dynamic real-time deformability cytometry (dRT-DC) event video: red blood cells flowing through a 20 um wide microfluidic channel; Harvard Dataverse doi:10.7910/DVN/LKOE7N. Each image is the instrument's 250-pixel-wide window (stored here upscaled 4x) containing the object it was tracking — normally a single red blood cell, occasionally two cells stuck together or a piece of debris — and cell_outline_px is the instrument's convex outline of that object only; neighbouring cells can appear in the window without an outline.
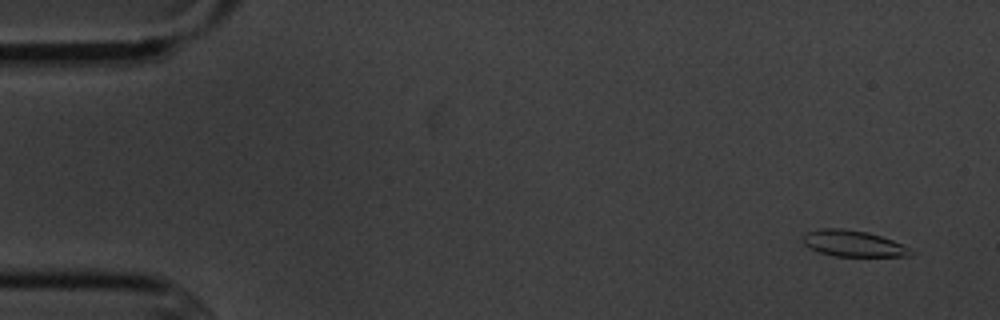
{"species": "common noctule bat (a hibernating species)", "species_latin": "Nyctalus noctula", "temperature_condition": "cold", "stored_images_in_passage": 6, "camera_frame_rate_fps": 3000, "um_per_image_px": 0.085, "animal": {"sex": "male", "body_mass_g": 20.1, "forearm_length_mm": 53.5}, "frame": {"image": 1, "passage_image": 1, "time_ms": 0.0, "image_size_px": [1000, 320], "cell_outline_px": [[916, 252], [912, 256], [832, 256], [820, 252], [804, 244], [804, 232], [820, 228], [844, 228], [868, 232], [892, 240]], "centroid_in_image_um": [72.52, 20.69], "position_along_channel_um": 12.5, "area_um2": 16.42}}
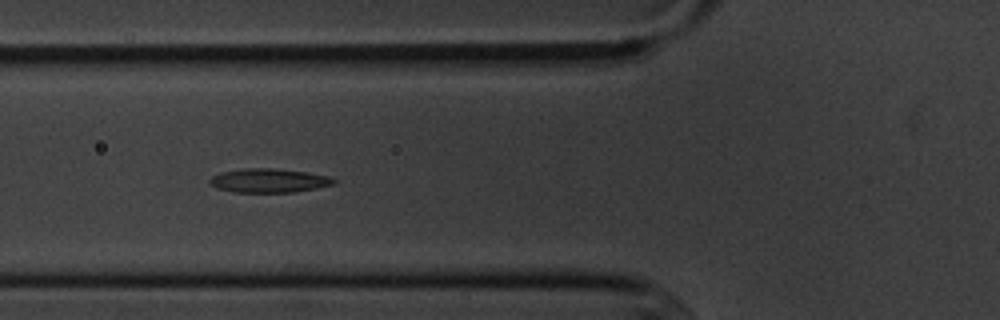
{"frame": {"image": 2, "passage_image": 6, "time_ms": 5.667, "image_size_px": [1000, 320], "cell_outline_px": [[336, 184], [296, 192], [232, 192], [216, 188], [208, 180], [212, 176], [220, 172], [244, 168], [272, 168], [308, 172], [328, 176], [336, 180]], "centroid_in_image_um": [22.86, 15.35], "position_along_channel_um": 102.9, "area_um2": 17.4}}